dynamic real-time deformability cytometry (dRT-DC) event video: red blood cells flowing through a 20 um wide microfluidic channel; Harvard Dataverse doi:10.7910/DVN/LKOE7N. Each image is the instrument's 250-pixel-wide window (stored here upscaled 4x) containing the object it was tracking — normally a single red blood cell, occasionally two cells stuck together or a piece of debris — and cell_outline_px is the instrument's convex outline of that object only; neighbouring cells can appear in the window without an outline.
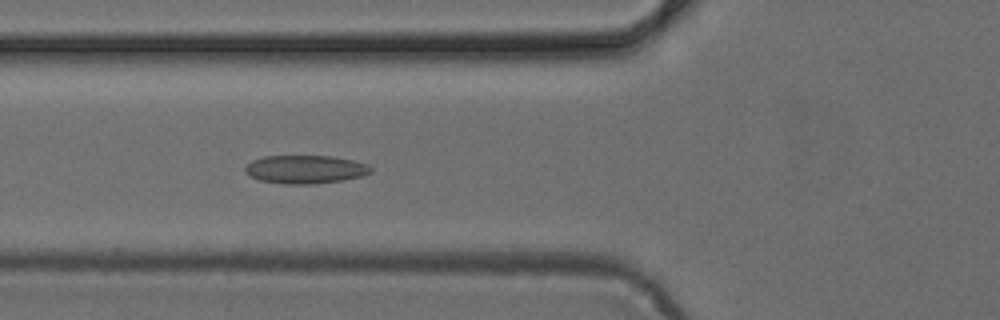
{"species": "common noctule bat (a hibernating species)", "species_latin": "Nyctalus noctula", "temperature_condition": "cold", "stored_images_in_passage": 37, "camera_frame_rate_fps": 3000, "um_per_image_px": 0.085, "animal": {"sex": "female", "body_mass_g": 24.6, "forearm_length_mm": 56.2}, "frame": {"image": 1, "passage_image": 6, "time_ms": 1.667, "image_size_px": [1000, 320], "cell_outline_px": [[372, 172], [360, 176], [340, 180], [316, 184], [284, 184], [260, 180], [244, 172], [244, 168], [252, 160], [264, 156], [332, 156], [352, 160], [368, 164], [372, 168]], "centroid_in_image_um": [25.94, 14.39], "position_along_channel_um": 99.9, "area_um2": 20.63}}
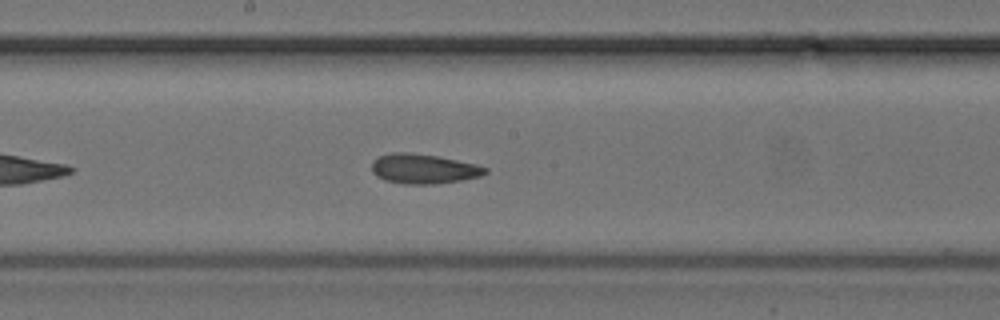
{"frame": {"image": 2, "passage_image": 14, "time_ms": 4.333, "image_size_px": [1000, 320], "cell_outline_px": [[488, 172], [480, 176], [460, 180], [436, 184], [404, 184], [384, 180], [376, 176], [372, 172], [372, 160], [380, 156], [392, 152], [408, 152], [436, 156], [476, 164], [488, 168]], "centroid_in_image_um": [35.98, 14.35], "position_along_channel_um": 212.2, "area_um2": 19.65}}
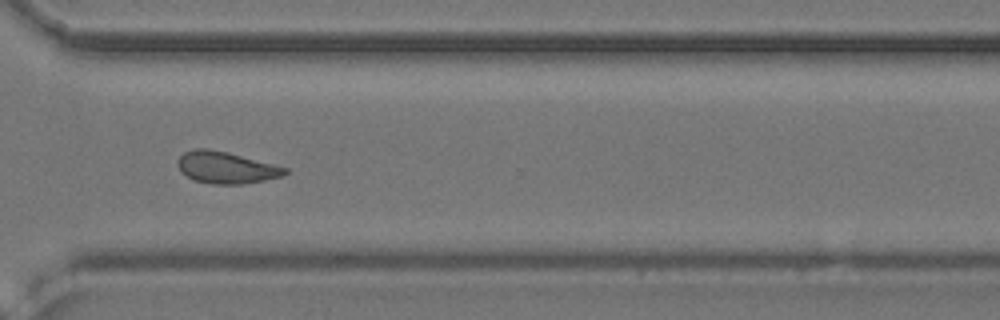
{"frame": {"image": 3, "passage_image": 24, "time_ms": 7.667, "image_size_px": [1000, 320], "cell_outline_px": [[288, 172], [284, 176], [264, 180], [240, 184], [212, 184], [192, 180], [180, 172], [176, 164], [176, 160], [184, 152], [196, 148], [208, 148], [228, 152], [288, 168]], "centroid_in_image_um": [19.17, 14.24], "position_along_channel_um": 351.4, "area_um2": 20.06}}